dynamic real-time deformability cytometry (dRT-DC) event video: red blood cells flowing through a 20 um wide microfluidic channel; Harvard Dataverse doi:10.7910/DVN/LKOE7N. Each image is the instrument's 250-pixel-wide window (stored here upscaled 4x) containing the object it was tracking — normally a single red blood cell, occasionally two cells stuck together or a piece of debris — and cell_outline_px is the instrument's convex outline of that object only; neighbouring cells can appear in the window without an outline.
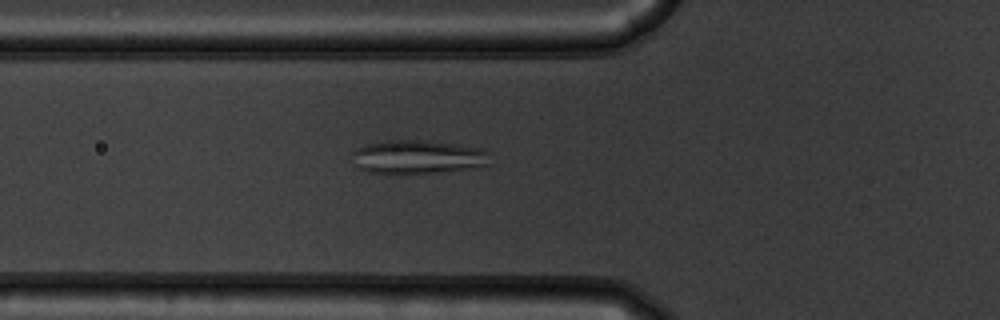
{"species": "common noctule bat (a hibernating species)", "species_latin": "Nyctalus noctula", "temperature_condition": "warm", "stored_images_in_passage": 47, "camera_frame_rate_fps": 3000, "um_per_image_px": 0.085, "animal": {"sex": "male", "body_mass_g": 19.5, "forearm_length_mm": 54.6}, "frame": {"image": 1, "passage_image": 13, "time_ms": 4.0, "image_size_px": [1000, 320], "cell_outline_px": [[492, 152], [484, 164], [480, 168], [392, 176], [368, 172], [356, 168], [352, 152], [356, 148], [368, 144], [388, 140], [424, 140], [480, 148]], "centroid_in_image_um": [35.46, 13.38], "position_along_channel_um": 90.3, "area_um2": 27.63}}
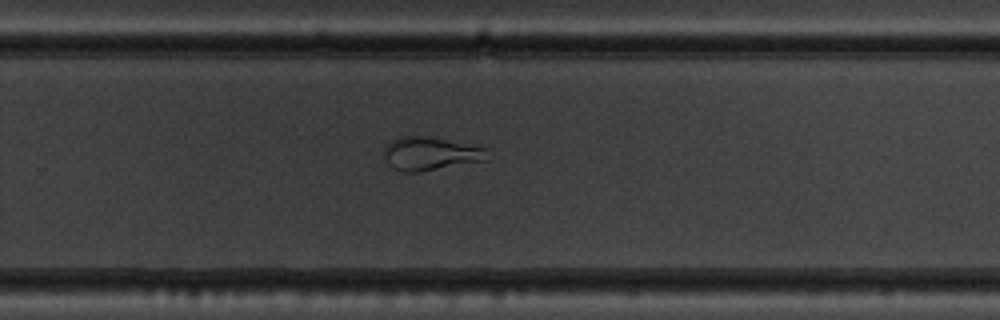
{"frame": {"image": 2, "passage_image": 29, "time_ms": 9.333, "image_size_px": [1000, 320], "cell_outline_px": [[492, 160], [420, 172], [400, 172], [392, 168], [388, 164], [384, 156], [384, 148], [392, 140], [400, 136], [432, 136], [484, 148]], "centroid_in_image_um": [36.6, 13.08], "position_along_channel_um": 293.2, "area_um2": 20.46}}
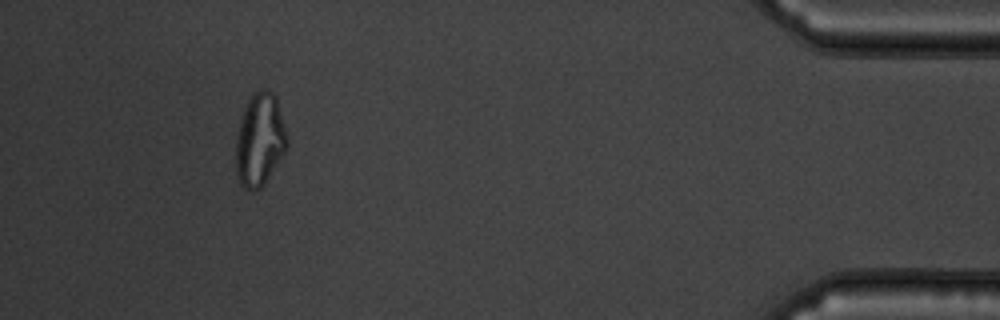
{"frame": {"image": 3, "passage_image": 43, "time_ms": 14.0, "image_size_px": [1000, 320], "cell_outline_px": [[288, 144], [284, 152], [264, 184], [260, 188], [252, 192], [244, 188], [240, 184], [236, 172], [236, 132], [244, 108], [252, 92], [256, 88], [268, 88], [276, 96], [288, 136]], "centroid_in_image_um": [22.07, 11.84], "position_along_channel_um": 413.1, "area_um2": 28.09}, "authors_computed_cell_mechanics": {"area_um2": 26.7036, "velocity_mm_per_s": 3.8022, "shape_relaxation_time_tau1_ms": null, "shape_relaxation_time_tau2_ms": 0.8967, "deformation_change_tau1": null, "deformation_change_tau2": 0.0835}}